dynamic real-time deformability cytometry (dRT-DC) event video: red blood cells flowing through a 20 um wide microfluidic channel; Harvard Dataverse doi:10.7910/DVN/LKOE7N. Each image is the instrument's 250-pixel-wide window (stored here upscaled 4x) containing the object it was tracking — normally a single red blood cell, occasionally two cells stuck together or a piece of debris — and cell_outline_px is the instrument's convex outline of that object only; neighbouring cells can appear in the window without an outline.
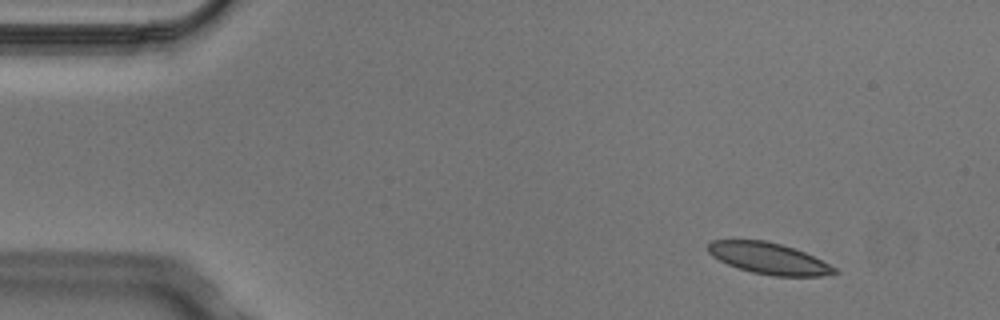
{"species": "Egyptian fruit bat (a non-hibernating species)", "species_latin": "Rousettus aegyptiacus", "temperature_condition": "cold", "stored_images_in_passage": 3, "camera_frame_rate_fps": 3000, "um_per_image_px": 0.085, "animal": {"sex": "male"}, "frame": {"image": 1, "passage_image": 3, "time_ms": 0.667, "image_size_px": [1000, 320], "cell_outline_px": [[840, 272], [824, 276], [772, 276], [752, 272], [728, 264], [712, 256], [708, 252], [708, 244], [712, 240], [764, 240], [780, 244], [804, 252], [836, 268]], "centroid_in_image_um": [65.34, 21.97], "position_along_channel_um": 19.7, "area_um2": 22.77}}